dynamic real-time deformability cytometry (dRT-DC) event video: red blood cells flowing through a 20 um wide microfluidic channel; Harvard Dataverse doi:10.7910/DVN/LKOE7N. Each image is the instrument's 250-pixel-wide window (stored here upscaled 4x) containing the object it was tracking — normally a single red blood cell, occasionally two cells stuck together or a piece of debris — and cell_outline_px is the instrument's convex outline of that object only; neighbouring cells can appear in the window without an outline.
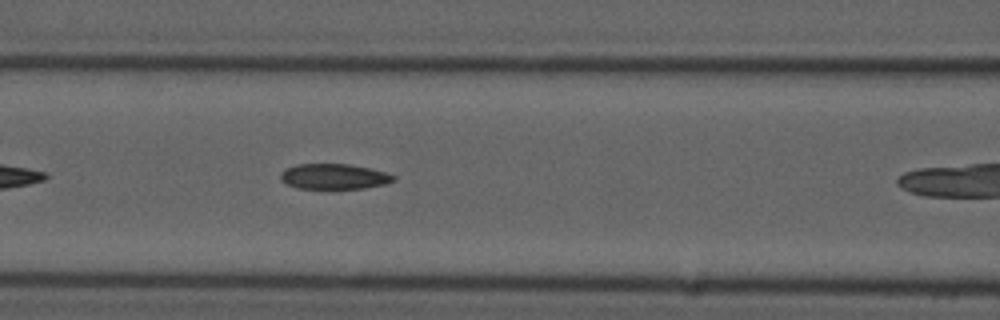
{"species": "common noctule bat (a hibernating species)", "species_latin": "Nyctalus noctula", "temperature_condition": "cold", "stored_images_in_passage": 7, "camera_frame_rate_fps": 3000, "um_per_image_px": 0.085, "animal": {"sex": "male", "forearm_length_mm": 52.5}, "frame": {"image": 1, "passage_image": 6, "time_ms": 1.667, "image_size_px": [1000, 320], "cell_outline_px": [[396, 180], [388, 184], [364, 188], [296, 188], [280, 180], [280, 176], [288, 168], [296, 164], [348, 164], [368, 168], [384, 172], [396, 176]], "centroid_in_image_um": [28.43, 15.01], "position_along_channel_um": 138.2, "area_um2": 16.53}}